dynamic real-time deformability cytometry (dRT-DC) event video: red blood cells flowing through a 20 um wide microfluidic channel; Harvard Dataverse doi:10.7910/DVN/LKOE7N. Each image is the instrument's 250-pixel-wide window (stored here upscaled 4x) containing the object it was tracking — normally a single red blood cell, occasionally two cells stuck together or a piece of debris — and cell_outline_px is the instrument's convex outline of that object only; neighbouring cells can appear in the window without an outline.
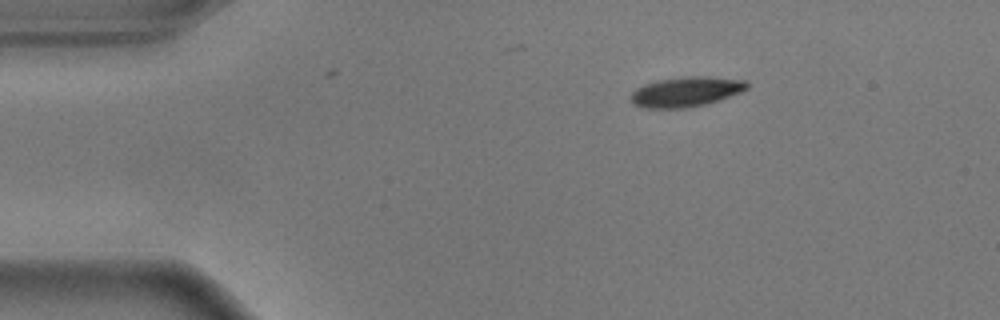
{"species": "common noctule bat (a hibernating species)", "species_latin": "Nyctalus noctula", "temperature_condition": "warm", "stored_images_in_passage": 3, "camera_frame_rate_fps": 3000, "um_per_image_px": 0.085, "animal": {"sex": "male", "body_mass_g": 17.9}, "frame": {"image": 1, "passage_image": 1, "time_ms": 0.0, "image_size_px": [1000, 320], "cell_outline_px": [[748, 88], [740, 92], [704, 104], [688, 108], [644, 108], [632, 104], [628, 100], [628, 96], [636, 88], [644, 84], [656, 80], [684, 76], [708, 76], [748, 80]], "centroid_in_image_um": [58.24, 7.79], "position_along_channel_um": 26.8, "area_um2": 20.52}}